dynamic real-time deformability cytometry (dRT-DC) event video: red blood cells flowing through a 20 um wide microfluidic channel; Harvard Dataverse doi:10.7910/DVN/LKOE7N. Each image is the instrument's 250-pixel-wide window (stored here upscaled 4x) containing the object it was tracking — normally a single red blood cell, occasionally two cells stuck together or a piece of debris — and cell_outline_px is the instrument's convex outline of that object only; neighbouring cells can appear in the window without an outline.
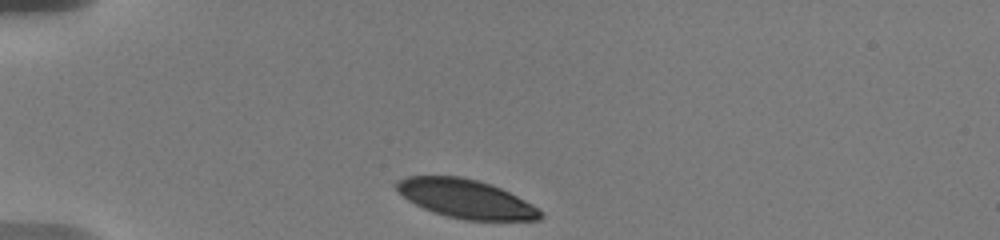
{"species": "human", "species_latin": "Homo sapiens", "temperature_condition": "warm", "stored_images_in_passage": 37, "camera_frame_rate_fps": 3000, "um_per_image_px": 0.085, "donor": {"sex": "male"}, "frame": {"image": 1, "passage_image": 1, "time_ms": 0.0, "image_size_px": [1000, 240], "cell_outline_px": [[544, 216], [540, 220], [464, 220], [432, 212], [408, 200], [392, 184], [396, 180], [408, 176], [460, 176], [492, 184], [540, 208], [544, 212]], "centroid_in_image_um": [39.61, 16.9], "position_along_channel_um": 45.4, "area_um2": 32.48}}
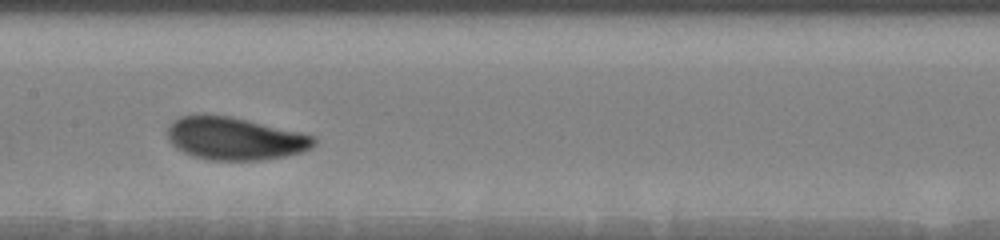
{"frame": {"image": 2, "passage_image": 16, "time_ms": 5.0, "image_size_px": [1000, 240], "cell_outline_px": [[316, 144], [312, 148], [300, 152], [284, 156], [260, 160], [212, 160], [192, 156], [176, 148], [168, 140], [168, 124], [180, 116], [232, 116], [300, 132], [316, 136]], "centroid_in_image_um": [19.98, 11.78], "position_along_channel_um": 187.4, "area_um2": 36.24}}
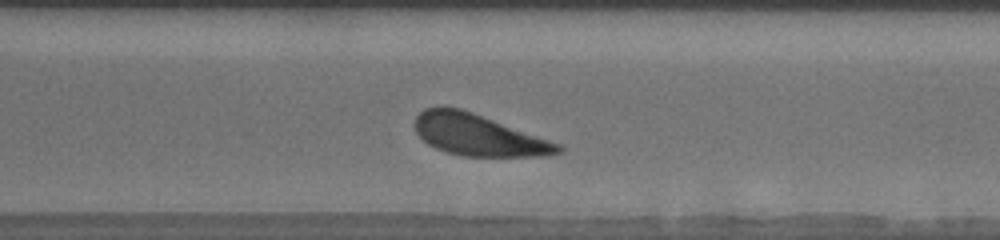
{"frame": {"image": 3, "passage_image": 28, "time_ms": 9.0, "image_size_px": [1000, 240], "cell_outline_px": [[564, 148], [560, 152], [544, 156], [460, 156], [436, 148], [428, 144], [416, 132], [416, 116], [424, 108], [440, 104], [460, 108], [472, 112], [560, 144]], "centroid_in_image_um": [40.62, 11.45], "position_along_channel_um": 330.0, "area_um2": 34.39}, "authors_computed_cell_mechanics": {"area_um2": 35.836, "velocity_mm_per_s": 3.573, "shape_relaxation_time_tau1_ms": 2.1471, "shape_relaxation_time_tau2_ms": null, "deformation_change_tau1": 0.1205, "deformation_change_tau2": null}}